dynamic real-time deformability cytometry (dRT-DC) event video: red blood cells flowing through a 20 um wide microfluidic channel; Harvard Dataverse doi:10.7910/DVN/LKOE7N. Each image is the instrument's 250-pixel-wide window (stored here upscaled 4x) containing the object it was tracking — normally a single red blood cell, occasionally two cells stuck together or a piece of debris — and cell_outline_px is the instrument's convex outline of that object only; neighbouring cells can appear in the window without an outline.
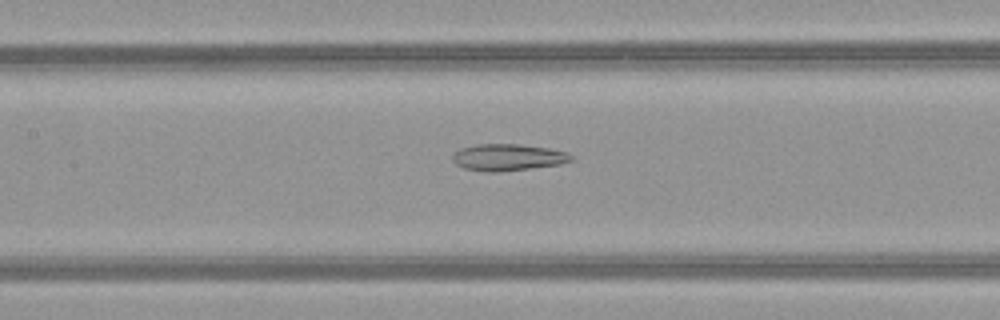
{"species": "common noctule bat (a hibernating species)", "species_latin": "Nyctalus noctula", "temperature_condition": "warm", "stored_images_in_passage": 49, "camera_frame_rate_fps": 3000, "um_per_image_px": 0.085, "animal": {"sex": "female", "body_mass_g": 21.9}, "frame": {"image": 1, "passage_image": 22, "time_ms": 7.0, "image_size_px": [1000, 320], "cell_outline_px": [[576, 160], [560, 164], [496, 172], [484, 172], [464, 168], [456, 164], [452, 160], [452, 156], [460, 148], [476, 144], [520, 144], [548, 148], [568, 152]], "centroid_in_image_um": [43.18, 13.37], "position_along_channel_um": 164.2, "area_um2": 18.5}}
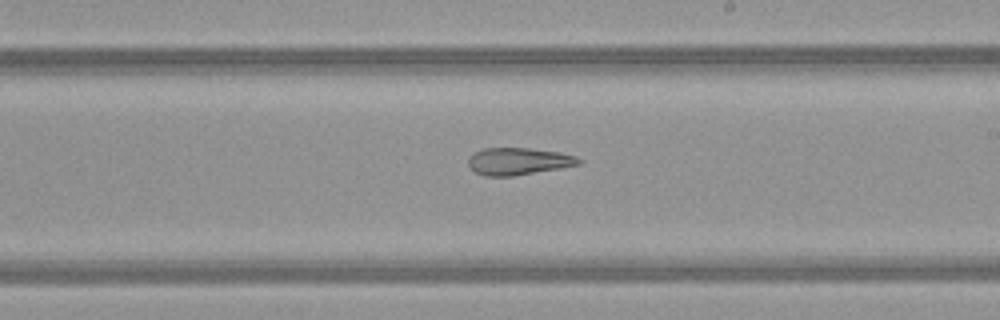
{"frame": {"image": 2, "passage_image": 28, "time_ms": 9.0, "image_size_px": [1000, 320], "cell_outline_px": [[584, 160], [580, 164], [560, 168], [512, 176], [484, 176], [476, 172], [468, 164], [468, 156], [484, 148], [528, 148], [560, 152], [576, 156]], "centroid_in_image_um": [44.08, 13.7], "position_along_channel_um": 244.9, "area_um2": 17.46}}
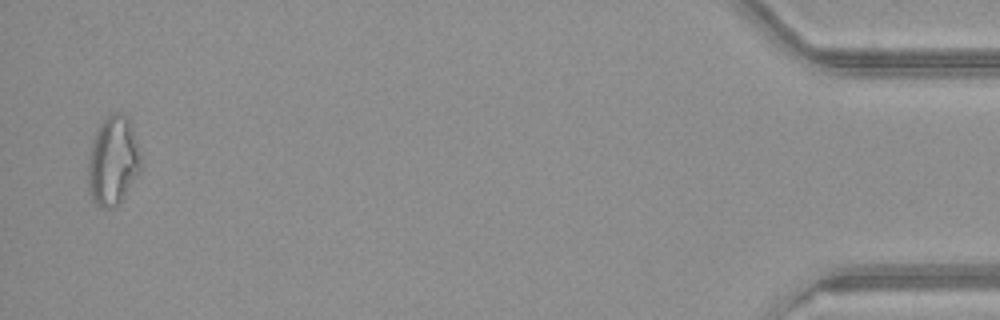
{"frame": {"image": 3, "passage_image": 48, "time_ms": 15.667, "image_size_px": [1000, 320], "cell_outline_px": [[144, 160], [140, 172], [120, 204], [112, 208], [100, 208], [92, 200], [88, 192], [88, 160], [92, 140], [96, 128], [112, 112], [120, 112], [128, 116]], "centroid_in_image_um": [9.63, 13.69], "position_along_channel_um": 425.6, "area_um2": 28.26}, "authors_computed_cell_mechanics": {"area_um2": 22.7154, "velocity_mm_per_s": 4.0488, "shape_relaxation_time_tau1_ms": null, "shape_relaxation_time_tau2_ms": 2.9337, "deformation_change_tau1": null, "deformation_change_tau2": 0.1217}}